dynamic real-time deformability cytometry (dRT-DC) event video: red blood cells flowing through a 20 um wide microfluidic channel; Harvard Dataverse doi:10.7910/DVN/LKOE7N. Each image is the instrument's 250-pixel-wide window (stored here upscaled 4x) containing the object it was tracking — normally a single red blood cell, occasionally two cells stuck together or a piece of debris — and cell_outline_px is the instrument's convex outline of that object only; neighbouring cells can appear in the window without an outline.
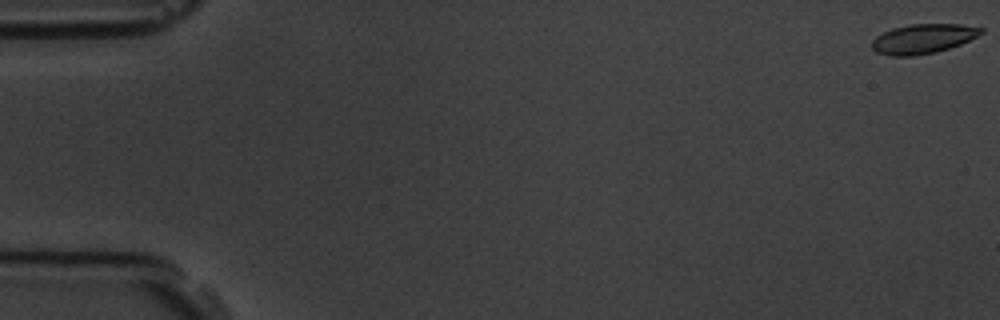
{"species": "common noctule bat (a hibernating species)", "species_latin": "Nyctalus noctula", "temperature_condition": "room temperature", "stored_images_in_passage": 10, "camera_frame_rate_fps": 3000, "um_per_image_px": 0.085, "animal": {"sex": "male", "body_mass_g": 19.5, "forearm_length_mm": 54.6}, "frame": {"image": 1, "passage_image": 1, "time_ms": 0.0, "image_size_px": [1000, 320], "cell_outline_px": [[984, 32], [960, 44], [936, 52], [912, 56], [888, 56], [876, 52], [872, 48], [872, 40], [876, 36], [892, 28], [908, 24], [960, 24], [984, 28]], "centroid_in_image_um": [78.43, 3.29], "position_along_channel_um": 6.6, "area_um2": 18.79}}